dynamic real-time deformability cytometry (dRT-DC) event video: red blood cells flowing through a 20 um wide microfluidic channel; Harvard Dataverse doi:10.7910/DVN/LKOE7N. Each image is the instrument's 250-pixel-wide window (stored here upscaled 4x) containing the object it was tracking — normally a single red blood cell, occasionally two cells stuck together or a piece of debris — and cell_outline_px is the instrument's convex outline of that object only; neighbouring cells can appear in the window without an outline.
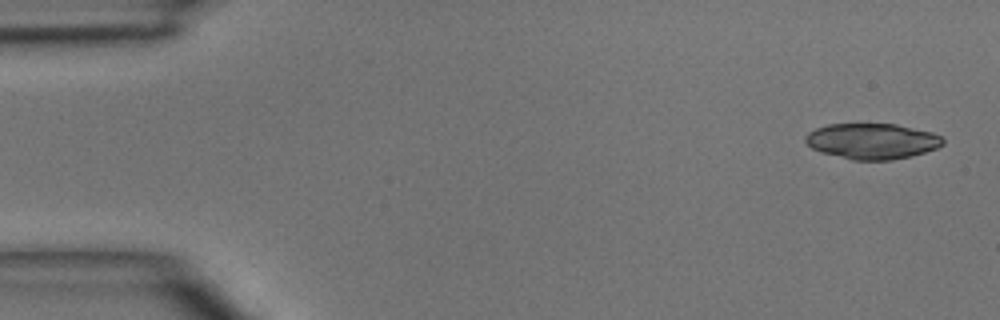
{"species": "common noctule bat (a hibernating species)", "species_latin": "Nyctalus noctula", "temperature_condition": "room temperature", "stored_images_in_passage": 3, "camera_frame_rate_fps": 3000, "um_per_image_px": 0.085, "animal": {"sex": "male", "body_mass_g": 15.6}, "frame": {"image": 1, "passage_image": 1, "time_ms": 0.0, "image_size_px": [1000, 320], "cell_outline_px": [[944, 144], [936, 148], [912, 156], [892, 160], [852, 160], [820, 152], [812, 148], [804, 140], [804, 136], [808, 132], [816, 128], [828, 124], [896, 124], [932, 132], [940, 136], [944, 140]], "centroid_in_image_um": [74.11, 12.0], "position_along_channel_um": 10.9, "area_um2": 28.67}}